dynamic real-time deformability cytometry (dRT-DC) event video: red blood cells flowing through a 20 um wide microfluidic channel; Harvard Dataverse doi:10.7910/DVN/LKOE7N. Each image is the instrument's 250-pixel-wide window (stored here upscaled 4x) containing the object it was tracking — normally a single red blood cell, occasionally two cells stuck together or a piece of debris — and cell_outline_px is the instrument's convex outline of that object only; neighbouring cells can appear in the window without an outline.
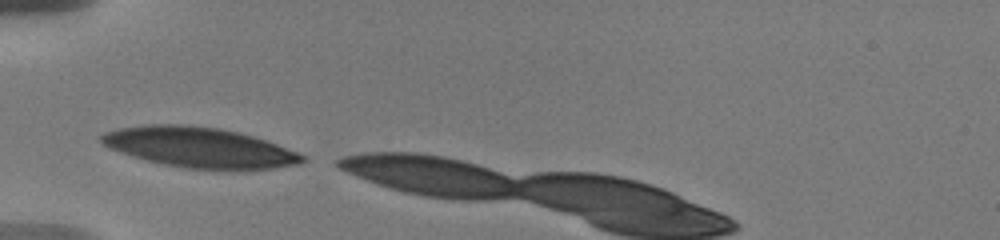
{"species": "human", "species_latin": "Homo sapiens", "temperature_condition": "warm", "stored_images_in_passage": 4, "camera_frame_rate_fps": 3000, "um_per_image_px": 0.085, "donor": {"sex": "male"}, "frame": {"image": 1, "passage_image": 1, "time_ms": 0.0, "image_size_px": [1000, 240], "cell_outline_px": [[304, 160], [300, 164], [272, 168], [184, 168], [164, 164], [132, 156], [120, 152], [104, 144], [100, 140], [100, 136], [104, 132], [116, 128], [148, 124], [184, 124], [220, 128], [240, 132], [300, 152], [304, 156]], "centroid_in_image_um": [16.92, 12.5], "position_along_channel_um": 68.1, "area_um2": 46.53}}